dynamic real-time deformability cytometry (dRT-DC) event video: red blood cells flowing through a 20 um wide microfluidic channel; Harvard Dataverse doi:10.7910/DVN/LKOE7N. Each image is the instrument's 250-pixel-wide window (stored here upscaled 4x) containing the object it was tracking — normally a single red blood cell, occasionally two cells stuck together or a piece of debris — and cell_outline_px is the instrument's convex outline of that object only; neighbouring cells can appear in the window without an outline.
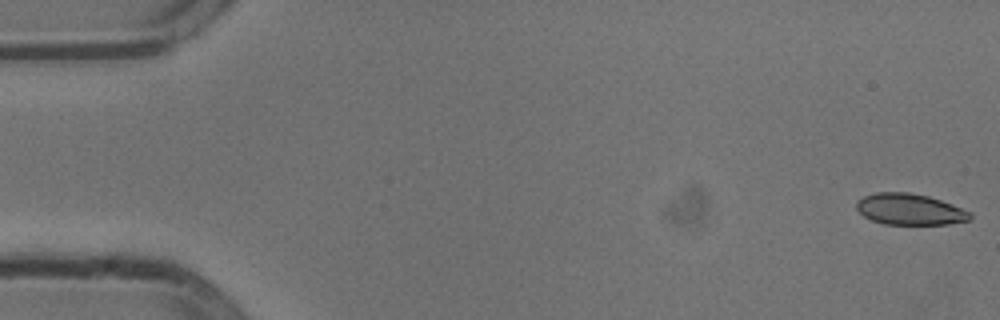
{"species": "common noctule bat (a hibernating species)", "species_latin": "Nyctalus noctula", "temperature_condition": "cold", "stored_images_in_passage": 49, "camera_frame_rate_fps": 3000, "um_per_image_px": 0.085, "animal": {"sex": "male", "body_mass_g": 13.3}, "frame": {"image": 1, "passage_image": 1, "time_ms": 0.0, "image_size_px": [1000, 320], "cell_outline_px": [[972, 216], [968, 220], [948, 224], [884, 224], [872, 220], [864, 216], [856, 208], [856, 200], [864, 196], [876, 192], [908, 192], [928, 196], [952, 204], [972, 212]], "centroid_in_image_um": [77.32, 17.78], "position_along_channel_um": 7.7, "area_um2": 20.63}}
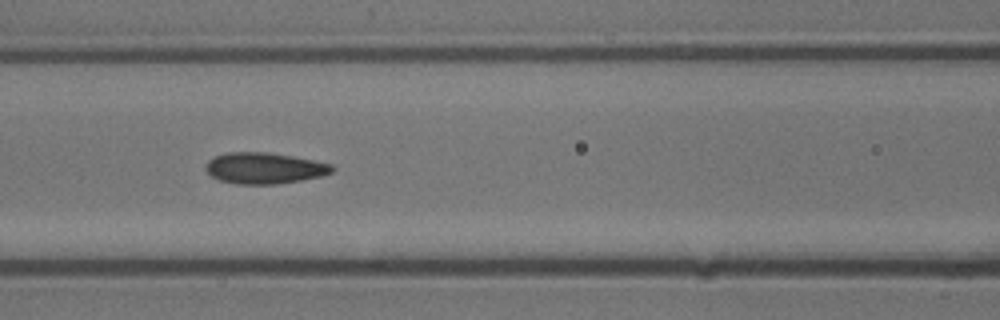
{"frame": {"image": 2, "passage_image": 23, "time_ms": 7.333, "image_size_px": [1000, 320], "cell_outline_px": [[336, 168], [332, 172], [320, 176], [300, 180], [276, 184], [236, 184], [220, 180], [212, 176], [204, 168], [208, 160], [224, 152], [268, 152], [292, 156], [332, 164]], "centroid_in_image_um": [22.46, 14.28], "position_along_channel_um": 144.1, "area_um2": 22.89}}
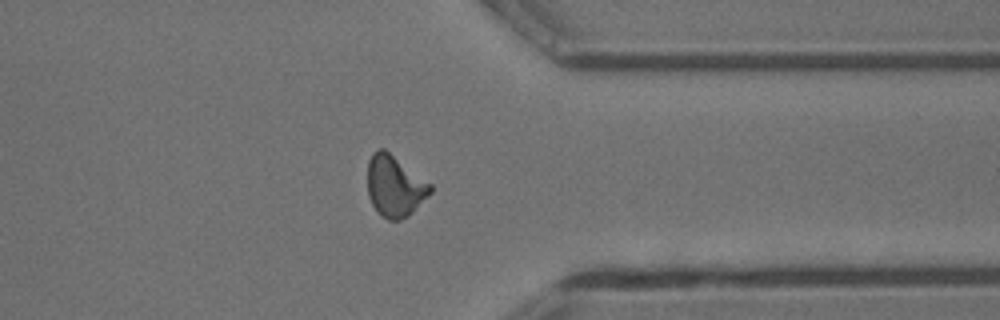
{"frame": {"image": 3, "passage_image": 42, "time_ms": 13.667, "image_size_px": [1000, 320], "cell_outline_px": [[432, 192], [408, 216], [400, 220], [388, 220], [380, 216], [376, 212], [368, 196], [368, 160], [372, 152], [380, 148], [384, 148], [432, 184]], "centroid_in_image_um": [33.54, 15.82], "position_along_channel_um": 377.9, "area_um2": 22.6}}